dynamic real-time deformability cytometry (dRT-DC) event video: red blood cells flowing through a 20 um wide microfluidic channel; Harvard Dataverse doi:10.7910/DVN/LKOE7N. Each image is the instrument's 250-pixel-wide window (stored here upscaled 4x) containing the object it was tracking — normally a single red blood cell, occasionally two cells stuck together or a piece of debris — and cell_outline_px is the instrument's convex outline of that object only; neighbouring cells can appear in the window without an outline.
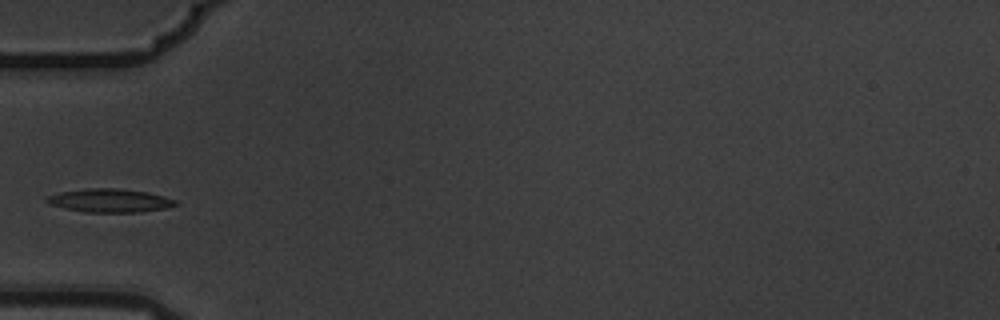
{"species": "common noctule bat (a hibernating species)", "species_latin": "Nyctalus noctula", "temperature_condition": "warm", "stored_images_in_passage": 3, "camera_frame_rate_fps": 3000, "um_per_image_px": 0.085, "animal": {"sex": "male", "body_mass_g": 19.5, "forearm_length_mm": 54.6}, "frame": {"image": 1, "passage_image": 3, "time_ms": 0.667, "image_size_px": [1000, 320], "cell_outline_px": [[180, 204], [168, 208], [140, 212], [84, 212], [64, 208], [48, 204], [44, 200], [48, 196], [60, 192], [84, 188], [116, 188], [148, 192], [164, 196], [176, 200]], "centroid_in_image_um": [9.35, 17.04], "position_along_channel_um": 75.7, "area_um2": 17.8}}